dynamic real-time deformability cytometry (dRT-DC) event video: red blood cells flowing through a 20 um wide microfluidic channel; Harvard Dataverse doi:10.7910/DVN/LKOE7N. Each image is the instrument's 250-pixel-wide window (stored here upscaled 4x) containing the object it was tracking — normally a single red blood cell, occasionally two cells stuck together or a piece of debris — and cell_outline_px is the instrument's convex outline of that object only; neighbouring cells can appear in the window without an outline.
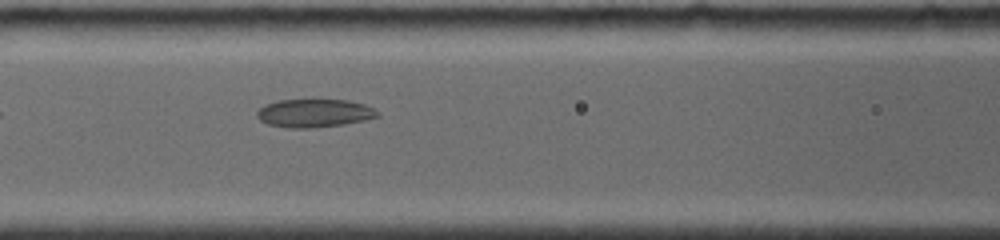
{"species": "common noctule bat (a hibernating species)", "species_latin": "Nyctalus noctula", "temperature_condition": "room temperature", "stored_images_in_passage": 3, "camera_frame_rate_fps": 4000, "um_per_image_px": 0.085, "animal": {"sex": "female", "body_mass_g": 19.0, "forearm_length_mm": 56.7}, "frame": {"image": 1, "passage_image": 3, "time_ms": 1.75, "image_size_px": [1000, 240], "cell_outline_px": [[380, 116], [364, 120], [344, 124], [312, 128], [288, 128], [268, 124], [260, 120], [256, 116], [256, 112], [264, 104], [280, 100], [312, 96], [348, 100], [364, 104], [380, 112]], "centroid_in_image_um": [26.7, 9.56], "position_along_channel_um": 139.9, "area_um2": 20.81}}